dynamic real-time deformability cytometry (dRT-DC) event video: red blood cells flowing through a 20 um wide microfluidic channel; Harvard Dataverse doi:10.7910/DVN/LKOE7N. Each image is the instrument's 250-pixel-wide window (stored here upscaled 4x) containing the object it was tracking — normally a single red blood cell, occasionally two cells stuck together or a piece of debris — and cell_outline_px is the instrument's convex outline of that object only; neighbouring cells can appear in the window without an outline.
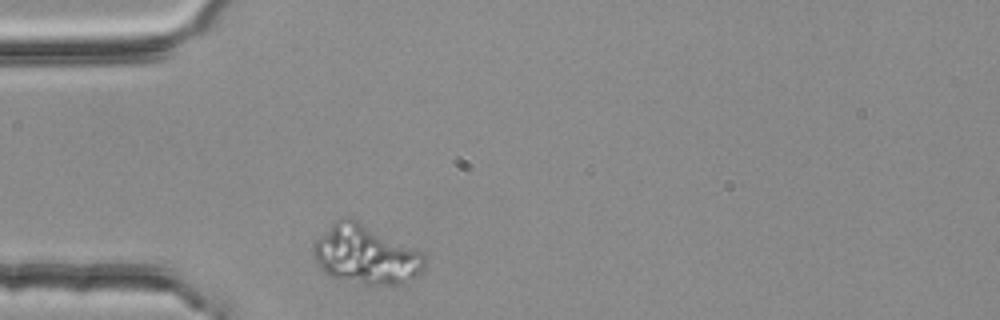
{"species": "common noctule bat (a hibernating species)", "species_latin": "Nyctalus noctula", "temperature_condition": "room temperature", "stored_images_in_passage": 32, "camera_frame_rate_fps": 3000, "um_per_image_px": 0.085, "animal": {"sex": "female", "body_mass_g": 25.1}, "frame": {"image": 1, "passage_image": 1, "time_ms": 0.0, "image_size_px": [1000, 320], "cell_outline_px": [[428, 256], [424, 268], [420, 276], [400, 284], [364, 284], [328, 276], [324, 272], [316, 260], [312, 252], [312, 248], [316, 240], [340, 216], [348, 216], [416, 248]], "centroid_in_image_um": [31.13, 21.65], "position_along_channel_um": 53.9, "area_um2": 38.38}}
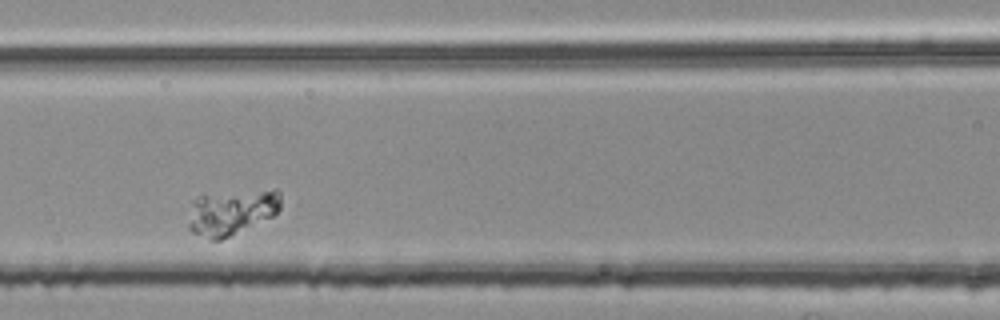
{"frame": {"image": 2, "passage_image": 10, "time_ms": 3.0, "image_size_px": [1000, 320], "cell_outline_px": [[280, 208], [272, 216], [220, 240], [212, 240], [192, 232], [188, 228], [188, 224], [192, 200], [200, 196], [276, 188], [280, 192]], "centroid_in_image_um": [19.68, 18.03], "position_along_channel_um": 146.9, "area_um2": 24.04}}
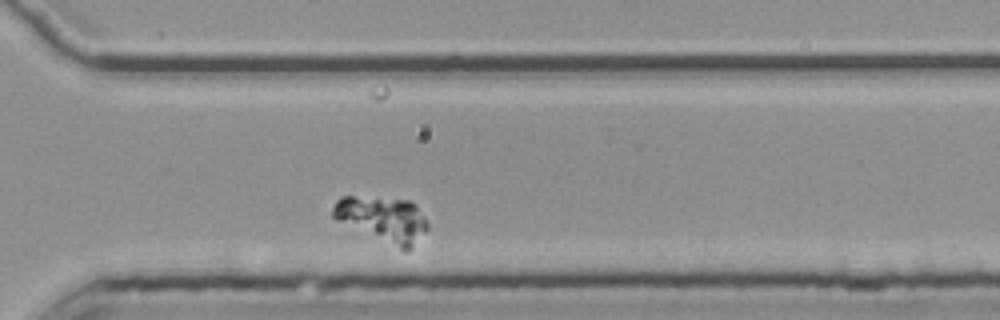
{"frame": {"image": 3, "passage_image": 27, "time_ms": 8.667, "image_size_px": [1000, 320], "cell_outline_px": [[428, 228], [412, 248], [408, 252], [404, 252], [336, 220], [332, 216], [332, 208], [336, 200], [340, 196], [352, 196], [408, 200], [416, 204], [424, 216], [428, 224]], "centroid_in_image_um": [32.54, 18.65], "position_along_channel_um": 338.1, "area_um2": 25.37}}